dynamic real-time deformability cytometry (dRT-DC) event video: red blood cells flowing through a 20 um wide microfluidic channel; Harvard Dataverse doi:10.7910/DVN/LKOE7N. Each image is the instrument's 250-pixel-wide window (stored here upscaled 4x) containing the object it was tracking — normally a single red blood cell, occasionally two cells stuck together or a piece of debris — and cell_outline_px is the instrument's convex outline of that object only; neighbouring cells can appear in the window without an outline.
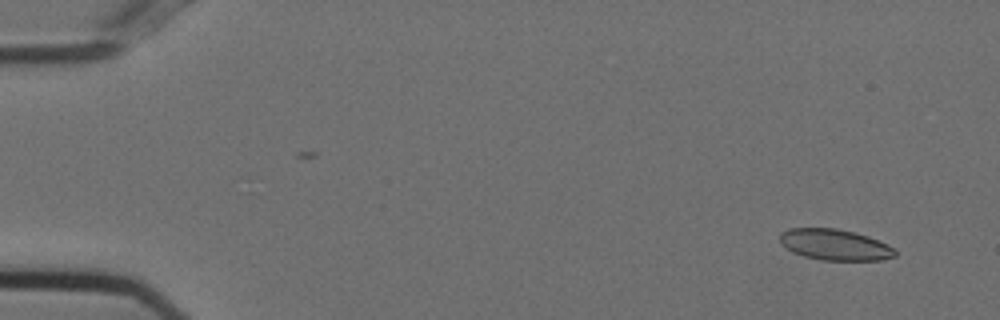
{"species": "Egyptian fruit bat (a non-hibernating species)", "species_latin": "Rousettus aegyptiacus", "temperature_condition": "cold", "stored_images_in_passage": 56, "camera_frame_rate_fps": 3000, "um_per_image_px": 0.085, "animal": {"sex": "female"}, "frame": {"image": 1, "passage_image": 4, "time_ms": 1.0, "image_size_px": [1000, 320], "cell_outline_px": [[896, 256], [880, 260], [824, 260], [804, 256], [792, 252], [780, 240], [780, 232], [788, 228], [836, 228], [868, 236], [888, 244], [896, 248]], "centroid_in_image_um": [70.99, 20.8], "position_along_channel_um": 14.0, "area_um2": 20.75}}
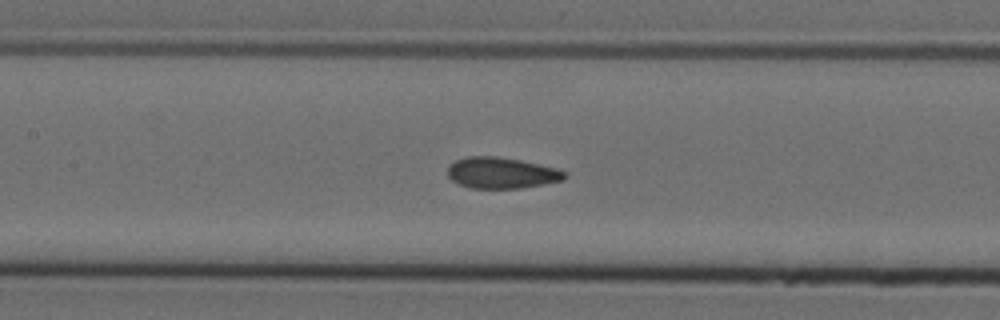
{"frame": {"image": 2, "passage_image": 26, "time_ms": 8.333, "image_size_px": [1000, 320], "cell_outline_px": [[568, 176], [564, 180], [544, 184], [520, 188], [472, 188], [460, 184], [452, 180], [448, 176], [448, 168], [456, 160], [464, 156], [496, 156], [520, 160], [560, 168], [568, 172]], "centroid_in_image_um": [42.7, 14.69], "position_along_channel_um": 164.7, "area_um2": 21.39}}
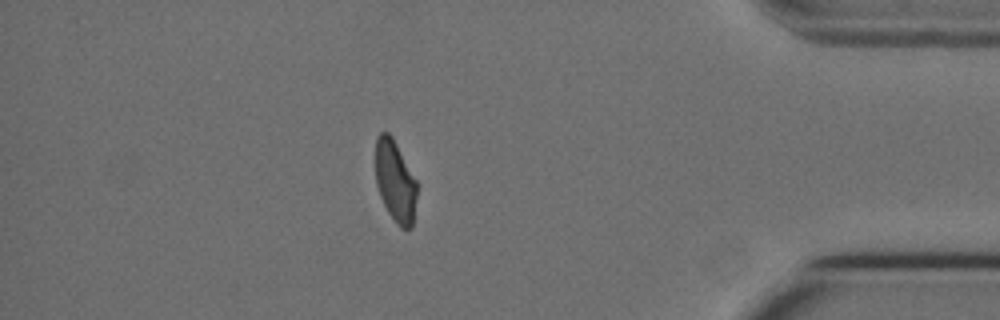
{"frame": {"image": 3, "passage_image": 48, "time_ms": 15.667, "image_size_px": [1000, 320], "cell_outline_px": [[416, 196], [412, 228], [400, 228], [396, 224], [388, 212], [380, 196], [376, 184], [376, 136], [380, 132], [388, 132], [392, 136], [416, 180]], "centroid_in_image_um": [33.58, 15.4], "position_along_channel_um": 401.6, "area_um2": 19.54}, "authors_computed_cell_mechanics": {"area_um2": 21.4438, "velocity_mm_per_s": 3.7258, "shape_relaxation_time_tau1_ms": 8.4826, "shape_relaxation_time_tau2_ms": 1.4351, "deformation_change_tau1": 0.1706, "deformation_change_tau2": 0.0605}}